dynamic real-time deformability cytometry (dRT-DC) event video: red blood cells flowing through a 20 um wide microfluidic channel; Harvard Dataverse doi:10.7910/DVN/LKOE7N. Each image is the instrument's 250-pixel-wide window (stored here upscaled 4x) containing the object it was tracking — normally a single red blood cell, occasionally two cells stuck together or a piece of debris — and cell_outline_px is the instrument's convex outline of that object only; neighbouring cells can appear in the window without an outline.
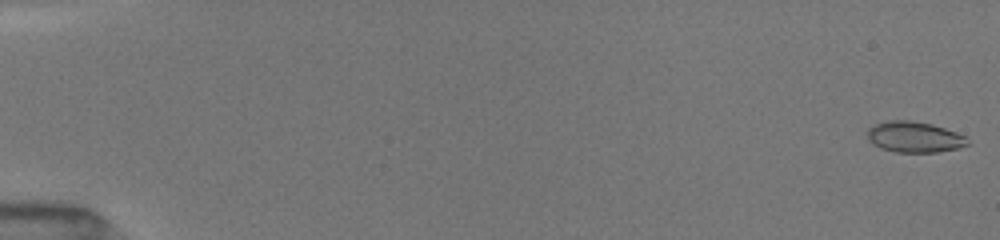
{"species": "common noctule bat (a hibernating species)", "species_latin": "Nyctalus noctula", "temperature_condition": "room temperature", "stored_images_in_passage": 56, "camera_frame_rate_fps": 3000, "um_per_image_px": 0.085, "animal": {"sex": "female", "body_mass_g": 19.5, "forearm_length_mm": 54.1}, "frame": {"image": 1, "passage_image": 1, "time_ms": 0.0, "image_size_px": [1000, 240], "cell_outline_px": [[968, 144], [956, 148], [936, 152], [896, 152], [880, 148], [868, 140], [868, 128], [876, 124], [888, 120], [908, 120], [932, 124], [968, 136]], "centroid_in_image_um": [77.72, 11.64], "position_along_channel_um": 7.3, "area_um2": 17.92}}
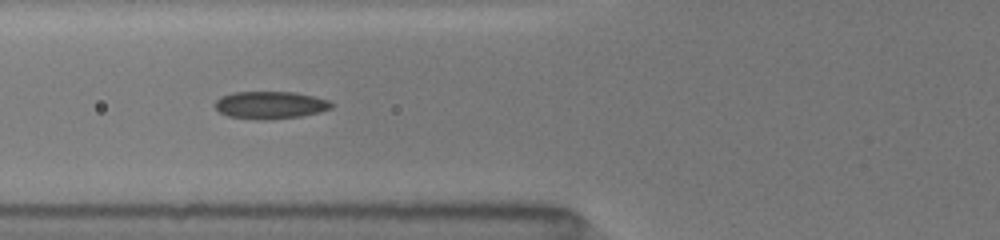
{"frame": {"image": 2, "passage_image": 20, "time_ms": 6.667, "image_size_px": [1000, 240], "cell_outline_px": [[332, 108], [320, 112], [300, 116], [272, 120], [256, 120], [228, 116], [220, 112], [216, 108], [216, 100], [220, 96], [232, 92], [296, 92], [328, 100], [332, 104]], "centroid_in_image_um": [22.96, 8.93], "position_along_channel_um": 102.8, "area_um2": 18.73}}
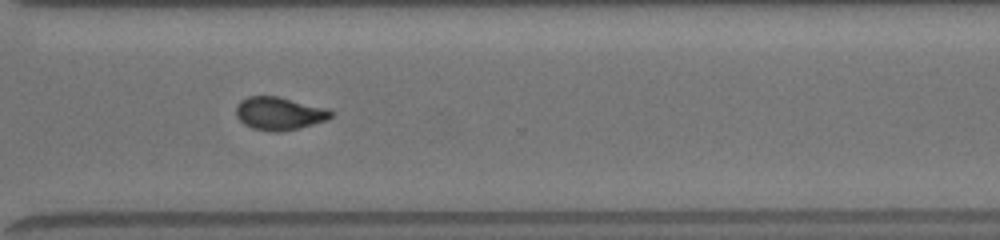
{"frame": {"image": 3, "passage_image": 55, "time_ms": 12.667, "image_size_px": [1000, 240], "cell_outline_px": [[332, 116], [328, 120], [296, 128], [276, 132], [272, 132], [252, 128], [244, 124], [236, 116], [236, 104], [240, 100], [248, 96], [276, 96], [328, 108], [332, 112]], "centroid_in_image_um": [23.71, 9.63], "position_along_channel_um": 346.9, "area_um2": 18.15}}